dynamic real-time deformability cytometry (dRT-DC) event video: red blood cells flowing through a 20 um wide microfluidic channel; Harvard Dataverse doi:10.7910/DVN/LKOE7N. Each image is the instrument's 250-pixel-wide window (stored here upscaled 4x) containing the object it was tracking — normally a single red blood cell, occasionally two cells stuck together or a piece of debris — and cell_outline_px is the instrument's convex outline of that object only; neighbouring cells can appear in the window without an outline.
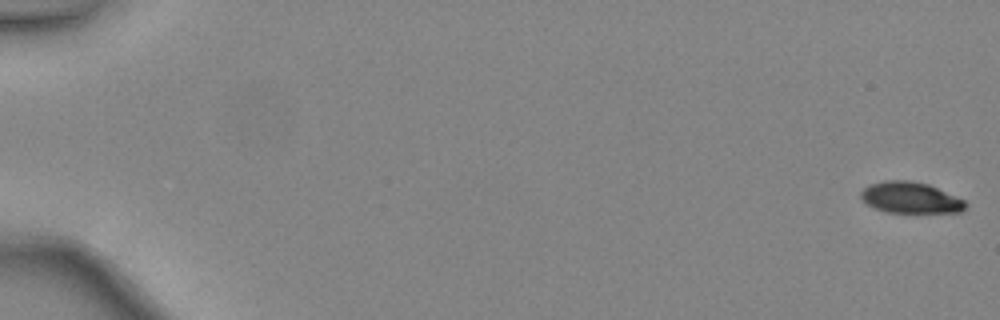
{"species": "common noctule bat (a hibernating species)", "species_latin": "Nyctalus noctula", "temperature_condition": "warm", "stored_images_in_passage": 48, "camera_frame_rate_fps": 3000, "um_per_image_px": 0.085, "animal": {"sex": "female", "body_mass_g": 24.6, "forearm_length_mm": 56.2}, "frame": {"image": 1, "passage_image": 1, "time_ms": 0.0, "image_size_px": [1000, 320], "cell_outline_px": [[968, 204], [960, 212], [888, 212], [876, 208], [868, 204], [860, 196], [860, 192], [864, 188], [872, 184], [884, 180], [912, 180], [928, 184], [964, 200]], "centroid_in_image_um": [77.39, 16.79], "position_along_channel_um": 7.6, "area_um2": 18.73}}
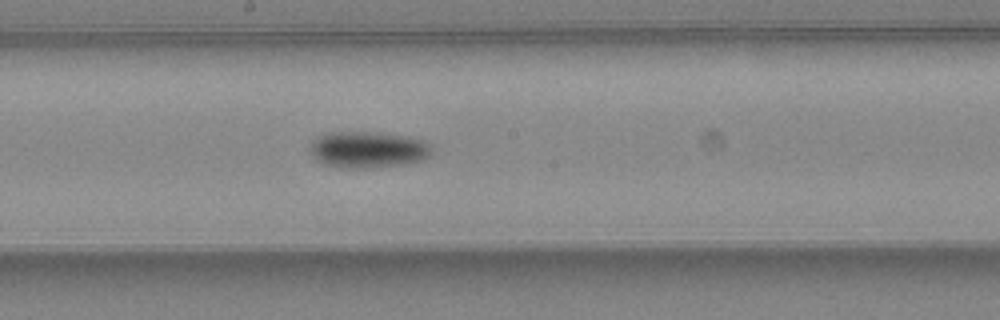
{"frame": {"image": 2, "passage_image": 28, "time_ms": 9.0, "image_size_px": [1000, 320], "cell_outline_px": [[432, 156], [424, 160], [408, 164], [380, 168], [340, 168], [324, 164], [316, 160], [308, 152], [308, 144], [312, 140], [328, 132], [376, 132], [408, 136], [420, 140], [428, 144], [432, 148]], "centroid_in_image_um": [31.26, 12.74], "position_along_channel_um": 216.9, "area_um2": 26.59}}
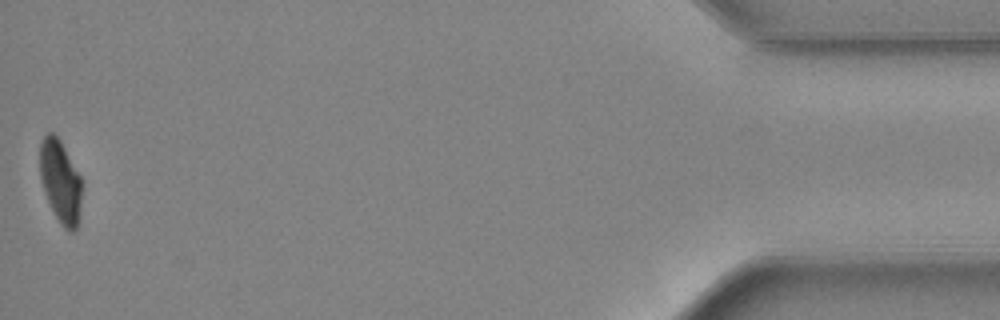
{"frame": {"image": 3, "passage_image": 48, "time_ms": 15.667, "image_size_px": [1000, 320], "cell_outline_px": [[80, 204], [76, 228], [72, 232], [68, 232], [60, 224], [44, 192], [40, 176], [40, 140], [48, 132], [52, 132], [60, 140], [80, 176]], "centroid_in_image_um": [5.1, 15.4], "position_along_channel_um": 430.1, "area_um2": 19.77}, "authors_computed_cell_mechanics": {"area_um2": 22.4842, "velocity_mm_per_s": 4.4703, "shape_relaxation_time_tau1_ms": 2.3873, "shape_relaxation_time_tau2_ms": null, "deformation_change_tau1": 0.1385, "deformation_change_tau2": null}}